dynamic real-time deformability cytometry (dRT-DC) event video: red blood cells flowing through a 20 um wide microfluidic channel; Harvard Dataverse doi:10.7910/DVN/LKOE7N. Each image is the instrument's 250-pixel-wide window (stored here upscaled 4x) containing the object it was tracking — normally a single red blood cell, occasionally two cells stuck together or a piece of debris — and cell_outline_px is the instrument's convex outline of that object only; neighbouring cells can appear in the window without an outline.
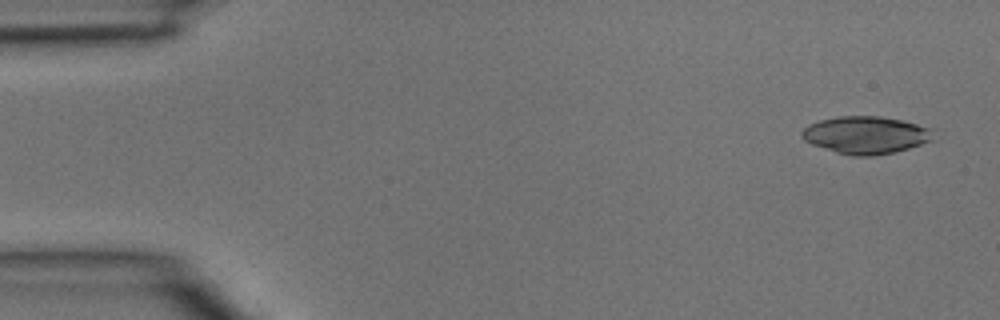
{"species": "common noctule bat (a hibernating species)", "species_latin": "Nyctalus noctula", "temperature_condition": "room temperature", "stored_images_in_passage": 2, "camera_frame_rate_fps": 3000, "um_per_image_px": 0.085, "animal": {"sex": "male", "body_mass_g": 15.6}, "frame": {"image": 1, "passage_image": 2, "time_ms": 0.333, "image_size_px": [1000, 320], "cell_outline_px": [[932, 140], [908, 148], [892, 152], [872, 156], [852, 156], [836, 152], [812, 144], [804, 140], [800, 136], [800, 132], [808, 124], [820, 120], [836, 116], [880, 116], [900, 120], [932, 128]], "centroid_in_image_um": [73.54, 11.47], "position_along_channel_um": 11.5, "area_um2": 28.55}}